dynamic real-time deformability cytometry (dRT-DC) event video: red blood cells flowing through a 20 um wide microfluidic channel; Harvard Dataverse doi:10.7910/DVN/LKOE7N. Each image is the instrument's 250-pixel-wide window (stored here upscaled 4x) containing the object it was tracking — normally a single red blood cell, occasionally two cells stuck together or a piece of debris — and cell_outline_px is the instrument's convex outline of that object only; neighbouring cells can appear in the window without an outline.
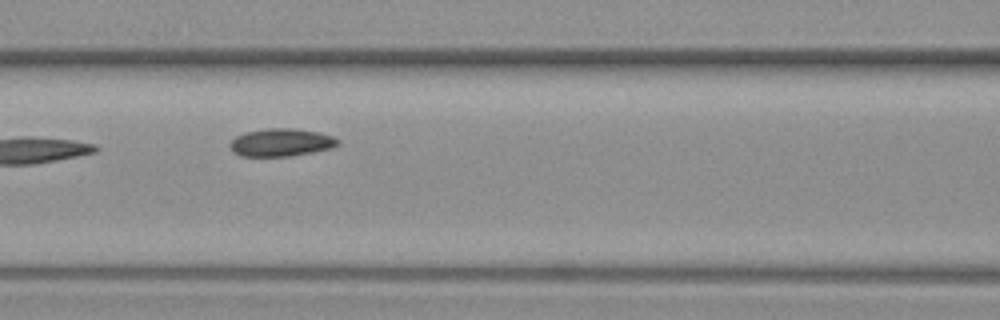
{"species": "common noctule bat (a hibernating species)", "species_latin": "Nyctalus noctula", "temperature_condition": "warm", "stored_images_in_passage": 8, "camera_frame_rate_fps": 3000, "um_per_image_px": 0.085, "animal": {"sex": "female", "body_mass_g": 19.3, "forearm_length_mm": 54.1}, "frame": {"image": 1, "passage_image": 3, "time_ms": 2.667, "image_size_px": [1000, 320], "cell_outline_px": [[340, 144], [332, 148], [312, 152], [288, 156], [240, 156], [232, 152], [228, 144], [236, 136], [244, 132], [268, 128], [292, 128], [320, 132], [332, 136], [340, 140]], "centroid_in_image_um": [23.88, 12.1], "position_along_channel_um": 142.7, "area_um2": 17.63}}
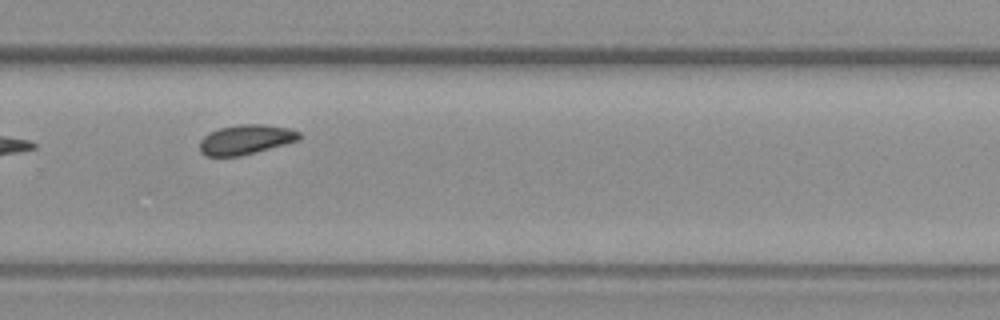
{"frame": {"image": 2, "passage_image": 7, "time_ms": 7.333, "image_size_px": [1000, 320], "cell_outline_px": [[300, 140], [240, 156], [208, 156], [200, 152], [200, 140], [208, 132], [220, 128], [240, 124], [264, 124], [288, 128], [300, 132]], "centroid_in_image_um": [20.88, 11.85], "position_along_channel_um": 308.9, "area_um2": 17.17}}
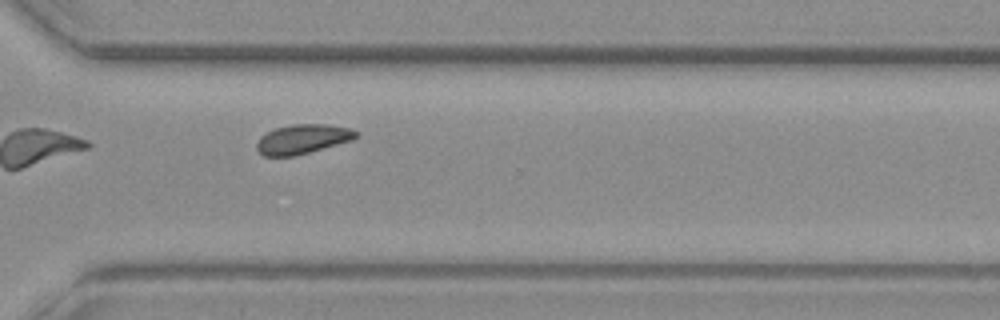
{"frame": {"image": 3, "passage_image": 8, "time_ms": 8.333, "image_size_px": [1000, 320], "cell_outline_px": [[360, 136], [352, 140], [296, 156], [264, 156], [256, 148], [256, 144], [260, 136], [276, 128], [292, 124], [328, 124], [352, 128], [360, 132]], "centroid_in_image_um": [25.77, 11.81], "position_along_channel_um": 344.8, "area_um2": 17.22}}